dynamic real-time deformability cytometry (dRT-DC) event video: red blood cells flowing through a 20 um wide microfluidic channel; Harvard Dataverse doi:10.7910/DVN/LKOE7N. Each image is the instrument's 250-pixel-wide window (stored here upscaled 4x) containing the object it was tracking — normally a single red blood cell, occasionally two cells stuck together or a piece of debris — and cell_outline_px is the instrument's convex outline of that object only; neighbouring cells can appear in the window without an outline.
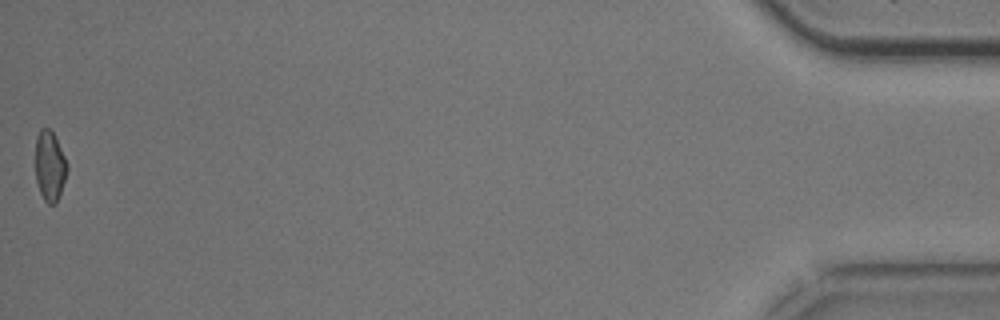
{"species": "common noctule bat (a hibernating species)", "species_latin": "Nyctalus noctula", "temperature_condition": "cold", "stored_images_in_passage": 40, "camera_frame_rate_fps": 3000, "um_per_image_px": 0.085, "animal": {"sex": "male", "body_mass_g": 20.5, "forearm_length_mm": 52.5}, "frame": {"image": 1, "passage_image": 40, "time_ms": 13.0, "image_size_px": [1000, 320], "cell_outline_px": [[68, 168], [56, 204], [48, 204], [44, 200], [40, 192], [36, 180], [36, 136], [40, 128], [48, 128], [52, 132], [68, 164]], "centroid_in_image_um": [4.22, 14.11], "position_along_channel_um": 431.0, "area_um2": 12.72}, "authors_computed_cell_mechanics": {"area_um2": 14.0165, "velocity_mm_per_s": 3.7979, "shape_relaxation_time_tau1_ms": 8.8309, "shape_relaxation_time_tau2_ms": 3.6019, "deformation_change_tau1": 0.1128, "deformation_change_tau2": 0.0876}}